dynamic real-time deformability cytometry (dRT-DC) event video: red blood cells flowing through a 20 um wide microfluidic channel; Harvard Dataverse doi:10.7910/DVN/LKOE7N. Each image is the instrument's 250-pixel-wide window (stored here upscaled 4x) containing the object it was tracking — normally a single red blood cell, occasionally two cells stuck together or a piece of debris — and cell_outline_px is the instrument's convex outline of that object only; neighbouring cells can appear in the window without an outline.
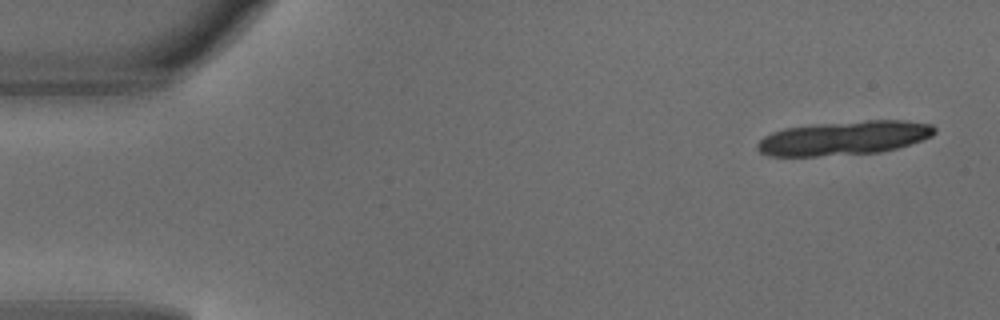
{"species": "common noctule bat (a hibernating species)", "species_latin": "Nyctalus noctula", "temperature_condition": "warm", "stored_images_in_passage": 3, "camera_frame_rate_fps": 3000, "um_per_image_px": 0.085, "animal": {"sex": "male", "body_mass_g": 18.8}, "frame": {"image": 1, "passage_image": 1, "time_ms": 0.0, "image_size_px": [1000, 320], "cell_outline_px": [[936, 132], [932, 136], [896, 148], [880, 152], [816, 156], [768, 156], [760, 152], [756, 148], [756, 144], [764, 136], [772, 132], [784, 128], [816, 124], [864, 120], [904, 120], [932, 124], [936, 128]], "centroid_in_image_um": [71.72, 11.72], "position_along_channel_um": 13.3, "area_um2": 35.14}}